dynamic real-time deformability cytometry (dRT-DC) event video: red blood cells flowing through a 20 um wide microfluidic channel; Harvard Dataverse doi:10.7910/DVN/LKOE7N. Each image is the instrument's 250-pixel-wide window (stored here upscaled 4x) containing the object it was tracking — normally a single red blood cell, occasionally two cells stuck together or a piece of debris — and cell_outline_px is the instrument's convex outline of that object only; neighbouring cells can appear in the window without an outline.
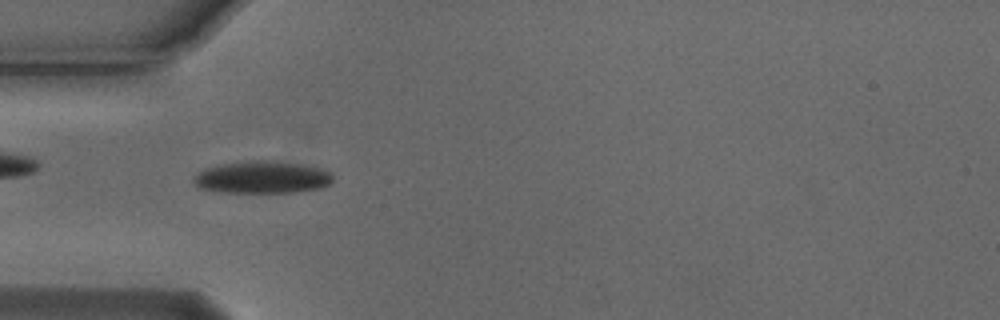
{"species": "Egyptian fruit bat (a non-hibernating species)", "species_latin": "Rousettus aegyptiacus", "temperature_condition": "cold", "stored_images_in_passage": 4, "camera_frame_rate_fps": 3000, "um_per_image_px": 0.085, "animal": {"sex": "male"}, "frame": {"image": 1, "passage_image": 3, "time_ms": 0.667, "image_size_px": [1000, 320], "cell_outline_px": [[332, 184], [320, 188], [292, 192], [220, 192], [200, 188], [192, 180], [192, 176], [204, 168], [220, 164], [248, 160], [268, 160], [300, 164], [320, 168], [328, 172], [332, 176]], "centroid_in_image_um": [22.24, 15.06], "position_along_channel_um": 62.8, "area_um2": 26.24}}
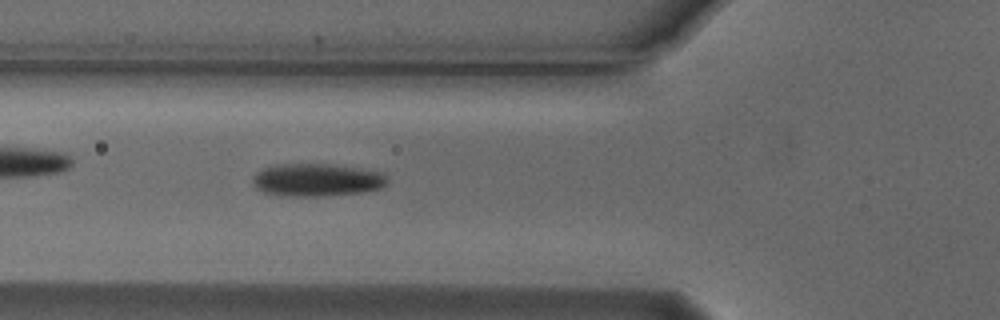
{"frame": {"image": 2, "passage_image": 4, "time_ms": 1.0, "image_size_px": [1000, 320], "cell_outline_px": [[388, 180], [380, 188], [360, 192], [328, 196], [280, 196], [264, 192], [256, 188], [252, 180], [256, 172], [264, 168], [280, 164], [332, 164], [360, 168], [380, 172]], "centroid_in_image_um": [26.89, 15.3], "position_along_channel_um": 98.9, "area_um2": 25.61}}